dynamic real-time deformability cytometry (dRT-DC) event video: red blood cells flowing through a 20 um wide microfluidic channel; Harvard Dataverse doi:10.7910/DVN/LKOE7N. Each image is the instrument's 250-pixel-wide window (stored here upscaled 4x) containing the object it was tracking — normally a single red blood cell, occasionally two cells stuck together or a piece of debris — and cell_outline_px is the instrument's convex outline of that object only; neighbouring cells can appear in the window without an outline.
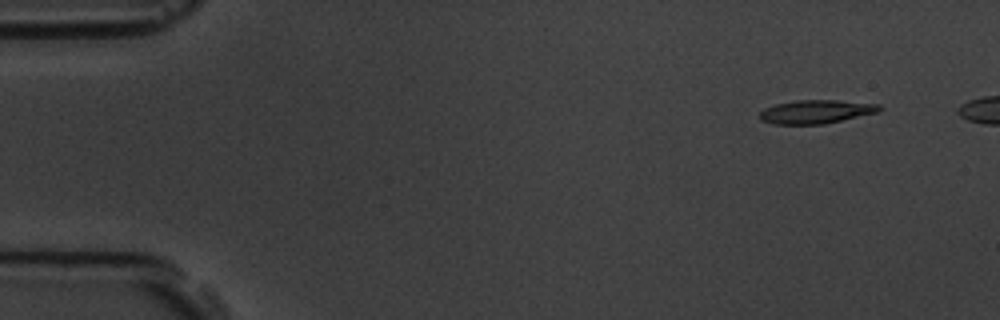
{"species": "common noctule bat (a hibernating species)", "species_latin": "Nyctalus noctula", "temperature_condition": "room temperature", "stored_images_in_passage": 6, "camera_frame_rate_fps": 3000, "um_per_image_px": 0.085, "animal": {"sex": "male", "body_mass_g": 19.5, "forearm_length_mm": 54.6}, "frame": {"image": 1, "passage_image": 2, "time_ms": 1.333, "image_size_px": [1000, 320], "cell_outline_px": [[884, 108], [880, 112], [824, 124], [772, 124], [760, 120], [760, 112], [764, 108], [776, 104], [796, 100], [836, 100], [880, 104]], "centroid_in_image_um": [69.4, 9.49], "position_along_channel_um": 15.6, "area_um2": 16.59}}